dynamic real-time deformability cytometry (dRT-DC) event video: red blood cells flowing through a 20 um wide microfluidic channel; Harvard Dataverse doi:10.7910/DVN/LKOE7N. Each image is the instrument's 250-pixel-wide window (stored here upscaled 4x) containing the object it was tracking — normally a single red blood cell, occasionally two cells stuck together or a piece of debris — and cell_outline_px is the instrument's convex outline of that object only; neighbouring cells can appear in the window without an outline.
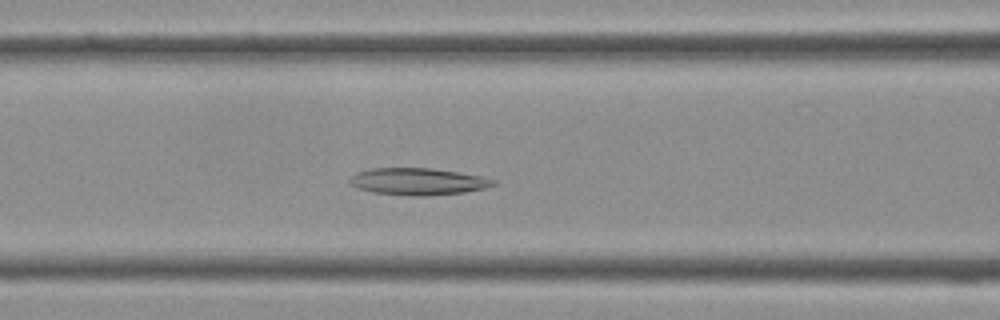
{"species": "Egyptian fruit bat (a non-hibernating species)", "species_latin": "Rousettus aegyptiacus", "temperature_condition": "cold", "stored_images_in_passage": 34, "camera_frame_rate_fps": 3000, "um_per_image_px": 0.085, "frame": {"image": 1, "passage_image": 9, "time_ms": 2.667, "image_size_px": [1000, 320], "cell_outline_px": [[496, 184], [484, 188], [464, 192], [428, 196], [416, 196], [372, 192], [356, 188], [348, 184], [348, 180], [356, 172], [372, 168], [432, 168], [480, 176], [496, 180]], "centroid_in_image_um": [35.47, 15.43], "position_along_channel_um": 131.1, "area_um2": 22.54}}
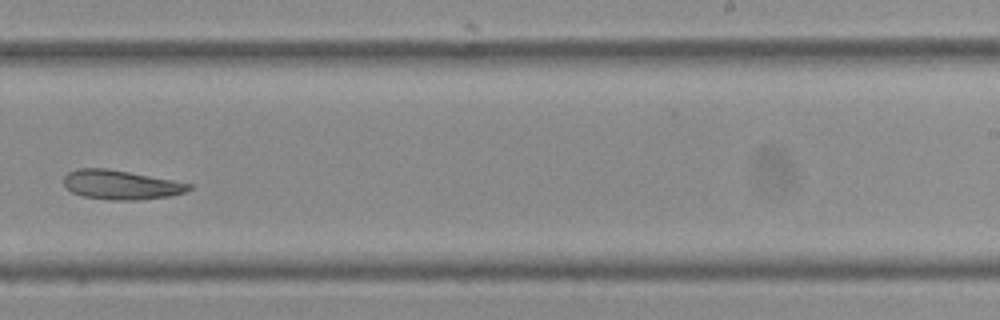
{"frame": {"image": 2, "passage_image": 18, "time_ms": 5.667, "image_size_px": [1000, 320], "cell_outline_px": [[192, 188], [184, 192], [172, 196], [136, 200], [108, 200], [84, 196], [72, 192], [64, 184], [64, 176], [68, 172], [76, 168], [104, 168], [128, 172], [172, 180], [192, 184]], "centroid_in_image_um": [10.27, 15.71], "position_along_channel_um": 278.7, "area_um2": 21.21}}
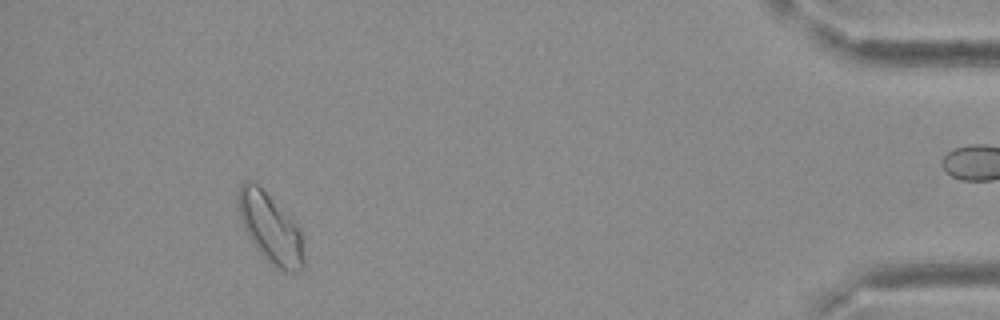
{"frame": {"image": 3, "passage_image": 30, "time_ms": 9.667, "image_size_px": [1000, 320], "cell_outline_px": [[304, 268], [296, 272], [284, 272], [276, 268], [256, 248], [248, 236], [244, 228], [240, 216], [236, 200], [236, 192], [240, 184], [244, 180], [248, 180], [256, 184], [300, 228], [304, 260]], "centroid_in_image_um": [22.96, 19.41], "position_along_channel_um": 412.2, "area_um2": 26.24}}